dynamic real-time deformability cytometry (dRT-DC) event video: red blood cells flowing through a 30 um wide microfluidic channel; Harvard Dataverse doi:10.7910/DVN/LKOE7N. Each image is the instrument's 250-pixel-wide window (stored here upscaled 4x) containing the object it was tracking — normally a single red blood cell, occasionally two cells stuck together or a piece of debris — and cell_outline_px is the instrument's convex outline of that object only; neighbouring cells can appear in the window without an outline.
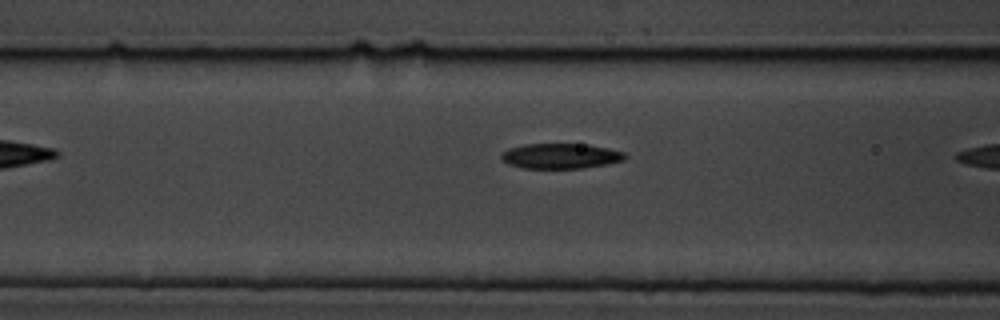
{"species": "common noctule bat (a hibernating species)", "species_latin": "Nyctalus noctula", "temperature_condition": "cold", "stored_images_in_passage": 7, "camera_frame_rate_fps": 3000, "um_per_image_px": 0.085, "animal": {"sex": "male", "body_mass_g": 19.5, "forearm_length_mm": 54.6}, "frame": {"image": 1, "passage_image": 6, "time_ms": 5.667, "image_size_px": [1000, 320], "cell_outline_px": [[628, 156], [624, 160], [604, 164], [580, 168], [524, 168], [508, 164], [500, 156], [508, 148], [524, 144], [588, 144], [608, 148], [624, 152]], "centroid_in_image_um": [47.66, 13.25], "position_along_channel_um": 118.9, "area_um2": 18.03}}